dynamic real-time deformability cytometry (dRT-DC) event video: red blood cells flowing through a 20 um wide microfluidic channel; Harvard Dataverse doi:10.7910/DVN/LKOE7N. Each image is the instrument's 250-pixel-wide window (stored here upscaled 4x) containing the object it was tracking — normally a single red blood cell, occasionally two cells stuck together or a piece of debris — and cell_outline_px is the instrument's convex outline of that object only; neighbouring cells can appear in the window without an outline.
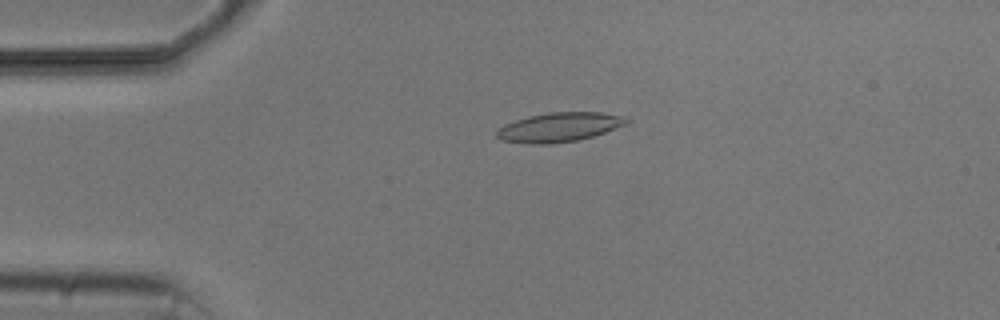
{"species": "common noctule bat (a hibernating species)", "species_latin": "Nyctalus noctula", "temperature_condition": "cold", "stored_images_in_passage": 4, "camera_frame_rate_fps": 3000, "um_per_image_px": 0.085, "animal": {"sex": "male", "body_mass_g": 20.5, "forearm_length_mm": 52.5}, "frame": {"image": 1, "passage_image": 3, "time_ms": 3.0, "image_size_px": [1000, 320], "cell_outline_px": [[632, 120], [628, 124], [592, 136], [576, 140], [548, 144], [528, 144], [500, 140], [496, 136], [496, 132], [504, 124], [528, 116], [548, 112], [600, 112], [628, 116]], "centroid_in_image_um": [47.57, 10.8], "position_along_channel_um": 37.4, "area_um2": 22.31}}